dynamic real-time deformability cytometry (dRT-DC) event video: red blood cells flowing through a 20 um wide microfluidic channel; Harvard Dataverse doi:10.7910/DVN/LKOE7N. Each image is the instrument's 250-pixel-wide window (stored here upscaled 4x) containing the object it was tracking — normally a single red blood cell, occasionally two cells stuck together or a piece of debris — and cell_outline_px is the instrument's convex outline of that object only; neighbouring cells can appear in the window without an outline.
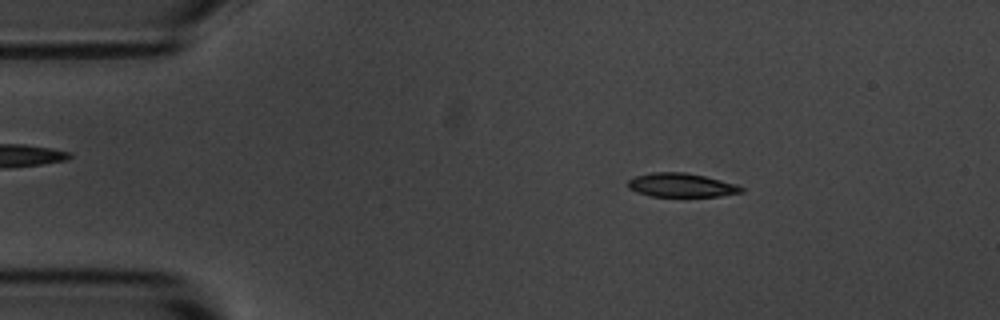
{"species": "common noctule bat (a hibernating species)", "species_latin": "Nyctalus noctula", "temperature_condition": "room temperature", "stored_images_in_passage": 54, "camera_frame_rate_fps": 3000, "um_per_image_px": 0.085, "animal": {"sex": "male", "body_mass_g": 20.1, "forearm_length_mm": 53.5}, "frame": {"image": 1, "passage_image": 8, "time_ms": 2.333, "image_size_px": [1000, 320], "cell_outline_px": [[744, 192], [720, 196], [652, 196], [636, 192], [628, 188], [628, 180], [636, 176], [652, 172], [684, 172], [704, 176], [736, 184], [744, 188]], "centroid_in_image_um": [57.91, 15.74], "position_along_channel_um": 27.1, "area_um2": 15.66}}
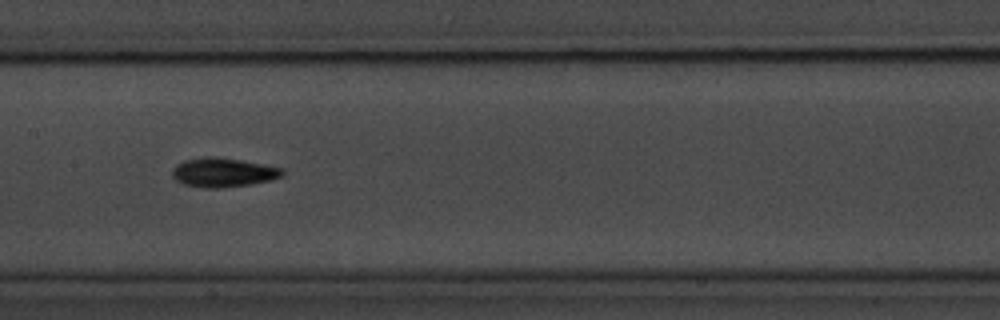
{"frame": {"image": 2, "passage_image": 26, "time_ms": 8.333, "image_size_px": [1000, 320], "cell_outline_px": [[284, 176], [272, 180], [252, 184], [220, 188], [208, 188], [184, 184], [176, 180], [172, 176], [172, 168], [176, 164], [184, 160], [208, 156], [212, 156], [240, 160], [284, 168]], "centroid_in_image_um": [18.98, 14.66], "position_along_channel_um": 188.4, "area_um2": 18.79}}
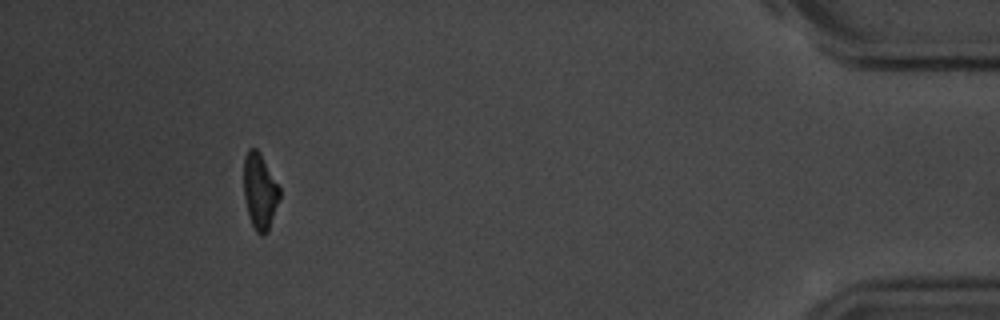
{"frame": {"image": 3, "passage_image": 50, "time_ms": 16.333, "image_size_px": [1000, 320], "cell_outline_px": [[280, 196], [268, 232], [260, 236], [256, 232], [252, 224], [248, 212], [244, 196], [244, 156], [248, 148], [256, 148], [260, 152], [280, 188]], "centroid_in_image_um": [22.08, 16.24], "position_along_channel_um": 413.1, "area_um2": 15.78}, "authors_computed_cell_mechanics": {"area_um2": 16.6175, "velocity_mm_per_s": 3.6155, "shape_relaxation_time_tau1_ms": 2.662, "shape_relaxation_time_tau2_ms": 9.878, "deformation_change_tau1": 0.1195, "deformation_change_tau2": 0.1739}}